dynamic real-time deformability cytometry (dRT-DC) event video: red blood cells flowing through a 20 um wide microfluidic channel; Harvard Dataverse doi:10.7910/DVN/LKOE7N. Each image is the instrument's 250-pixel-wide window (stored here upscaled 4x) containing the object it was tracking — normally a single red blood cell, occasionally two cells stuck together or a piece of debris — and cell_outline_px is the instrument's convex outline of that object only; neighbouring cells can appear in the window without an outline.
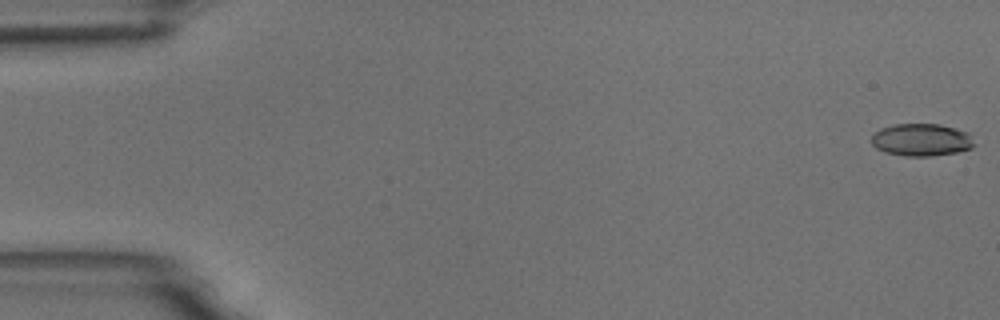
{"species": "common noctule bat (a hibernating species)", "species_latin": "Nyctalus noctula", "temperature_condition": "room temperature", "stored_images_in_passage": 5, "camera_frame_rate_fps": 3000, "um_per_image_px": 0.085, "animal": {"sex": "male", "body_mass_g": 18.8}, "frame": {"image": 1, "passage_image": 1, "time_ms": 0.0, "image_size_px": [1000, 320], "cell_outline_px": [[976, 144], [972, 148], [956, 152], [932, 156], [904, 156], [884, 152], [876, 148], [872, 144], [872, 136], [880, 128], [896, 124], [940, 124], [956, 128], [968, 132]], "centroid_in_image_um": [78.34, 11.89], "position_along_channel_um": 6.7, "area_um2": 19.54}}
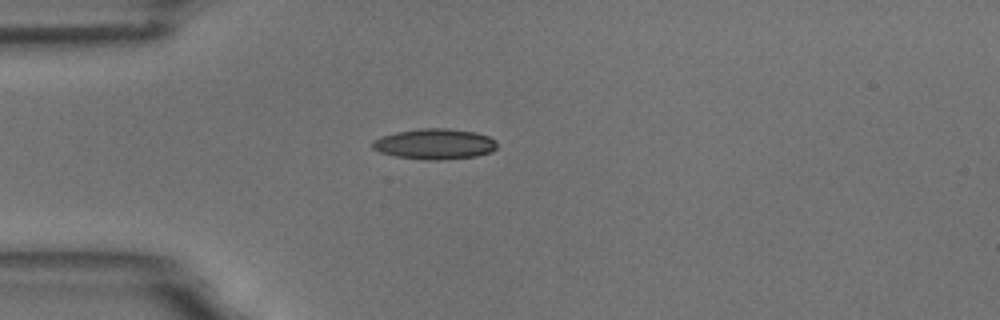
{"frame": {"image": 2, "passage_image": 5, "time_ms": 4.667, "image_size_px": [1000, 320], "cell_outline_px": [[496, 148], [492, 152], [476, 156], [444, 160], [424, 160], [396, 156], [380, 152], [372, 148], [372, 140], [380, 136], [396, 132], [420, 128], [448, 128], [476, 132], [488, 136], [496, 140]], "centroid_in_image_um": [36.95, 12.24], "position_along_channel_um": 48.1, "area_um2": 22.43}}